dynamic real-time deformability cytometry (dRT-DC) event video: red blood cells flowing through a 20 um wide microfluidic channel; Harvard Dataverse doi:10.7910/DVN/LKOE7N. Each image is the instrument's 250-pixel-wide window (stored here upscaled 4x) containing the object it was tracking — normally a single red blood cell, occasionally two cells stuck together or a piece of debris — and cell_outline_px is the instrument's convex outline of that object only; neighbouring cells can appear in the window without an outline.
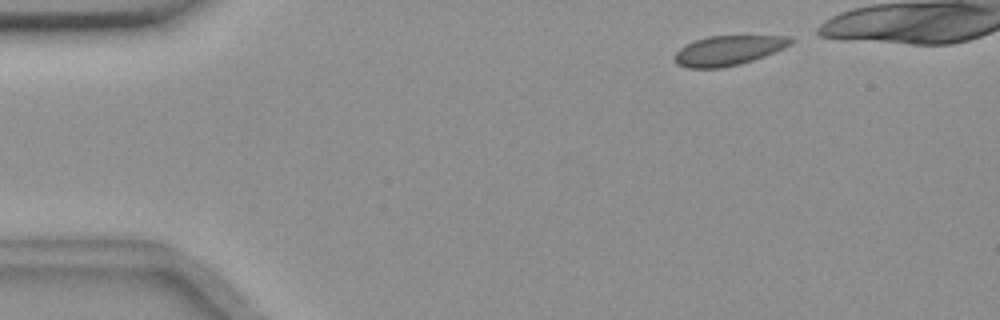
{"species": "common noctule bat (a hibernating species)", "species_latin": "Nyctalus noctula", "temperature_condition": "room temperature", "stored_images_in_passage": 43, "camera_frame_rate_fps": 3000, "um_per_image_px": 0.085, "animal": {"sex": "female", "body_mass_g": 18.4}, "frame": {"image": 1, "passage_image": 2, "time_ms": 0.333, "image_size_px": [1000, 320], "cell_outline_px": [[796, 40], [792, 44], [784, 48], [764, 56], [740, 64], [720, 68], [688, 68], [676, 64], [672, 56], [684, 44], [708, 36], [792, 36]], "centroid_in_image_um": [61.9, 4.29], "position_along_channel_um": 23.1, "area_um2": 20.29}}
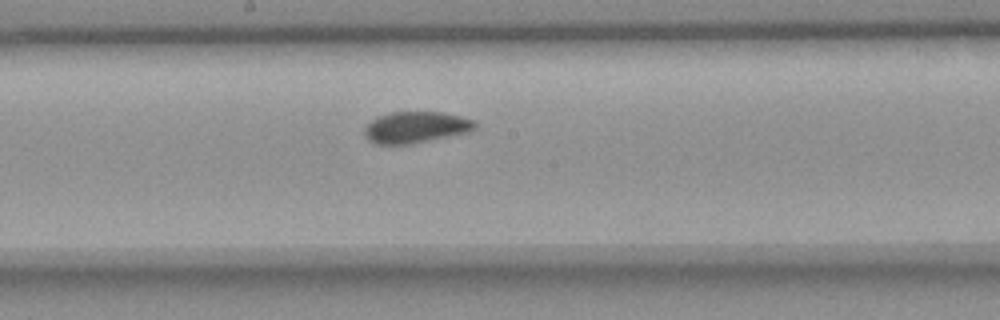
{"frame": {"image": 2, "passage_image": 24, "time_ms": 7.667, "image_size_px": [1000, 320], "cell_outline_px": [[476, 128], [468, 132], [412, 144], [376, 144], [368, 140], [364, 132], [364, 128], [376, 116], [388, 112], [444, 112], [476, 120]], "centroid_in_image_um": [35.34, 10.81], "position_along_channel_um": 212.9, "area_um2": 20.35}}
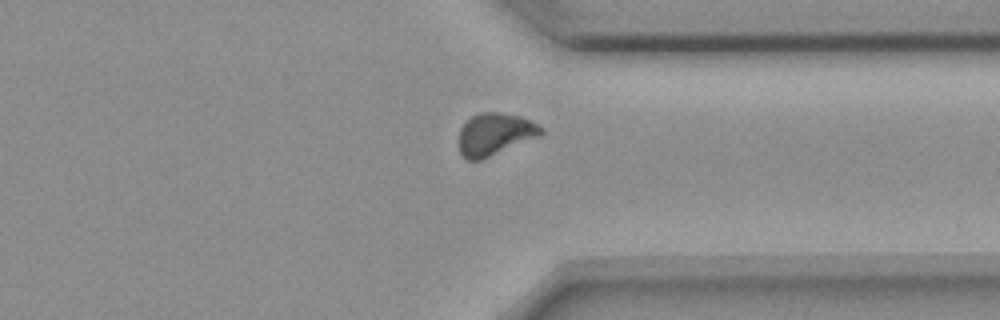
{"frame": {"image": 3, "passage_image": 37, "time_ms": 12.0, "image_size_px": [1000, 320], "cell_outline_px": [[544, 132], [540, 136], [480, 160], [468, 160], [460, 152], [460, 128], [472, 116], [480, 112], [500, 112], [520, 116], [544, 128]], "centroid_in_image_um": [42.08, 11.39], "position_along_channel_um": 369.3, "area_um2": 19.94}, "authors_computed_cell_mechanics": {"area_um2": 20.23, "velocity_mm_per_s": 3.6255, "shape_relaxation_time_tau1_ms": 6.5752, "shape_relaxation_time_tau2_ms": null, "deformation_change_tau1": 0.1078, "deformation_change_tau2": null}}